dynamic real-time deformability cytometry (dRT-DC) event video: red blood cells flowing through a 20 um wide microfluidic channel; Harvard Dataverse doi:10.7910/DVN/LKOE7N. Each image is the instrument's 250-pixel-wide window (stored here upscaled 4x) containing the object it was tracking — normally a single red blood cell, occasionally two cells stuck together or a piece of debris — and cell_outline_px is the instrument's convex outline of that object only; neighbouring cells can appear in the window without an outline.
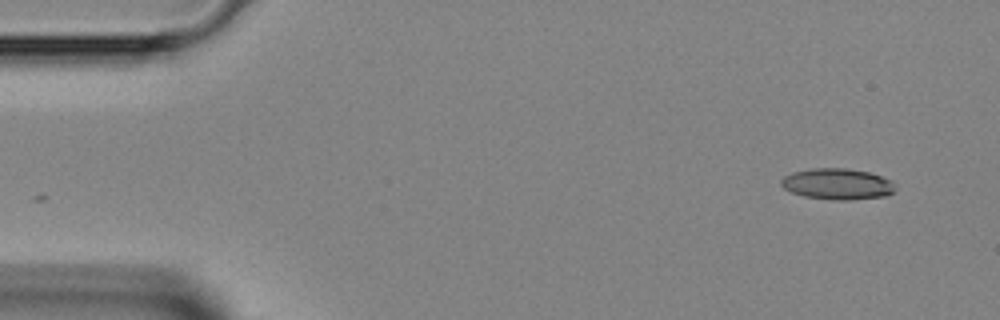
{"species": "Egyptian fruit bat (a non-hibernating species)", "species_latin": "Rousettus aegyptiacus", "temperature_condition": "room temperature", "stored_images_in_passage": 41, "camera_frame_rate_fps": 3000, "um_per_image_px": 0.085, "animal": {"sex": "female"}, "frame": {"image": 1, "passage_image": 1, "time_ms": 0.0, "image_size_px": [1000, 320], "cell_outline_px": [[896, 188], [892, 192], [884, 196], [852, 200], [832, 200], [804, 196], [792, 192], [784, 188], [780, 184], [780, 180], [784, 176], [792, 172], [812, 168], [848, 168], [868, 172], [892, 180], [896, 184]], "centroid_in_image_um": [71.18, 15.64], "position_along_channel_um": 13.8, "area_um2": 20.81}}
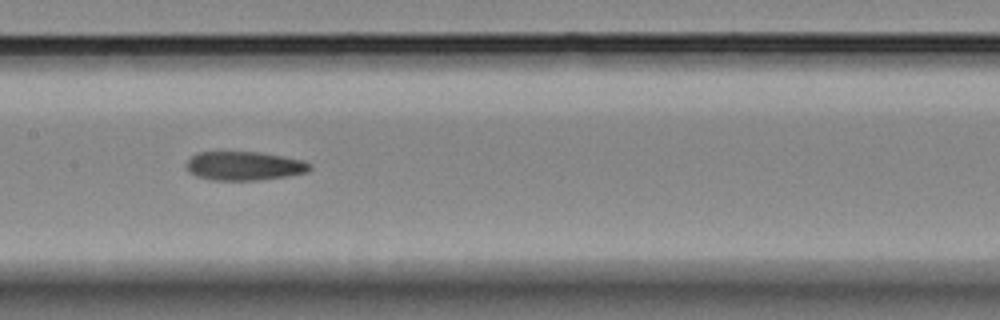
{"frame": {"image": 2, "passage_image": 19, "time_ms": 6.0, "image_size_px": [1000, 320], "cell_outline_px": [[312, 168], [308, 172], [288, 176], [256, 180], [212, 180], [196, 176], [188, 172], [188, 160], [196, 152], [260, 152], [284, 156], [304, 160], [312, 164]], "centroid_in_image_um": [20.81, 14.1], "position_along_channel_um": 186.6, "area_um2": 20.87}}
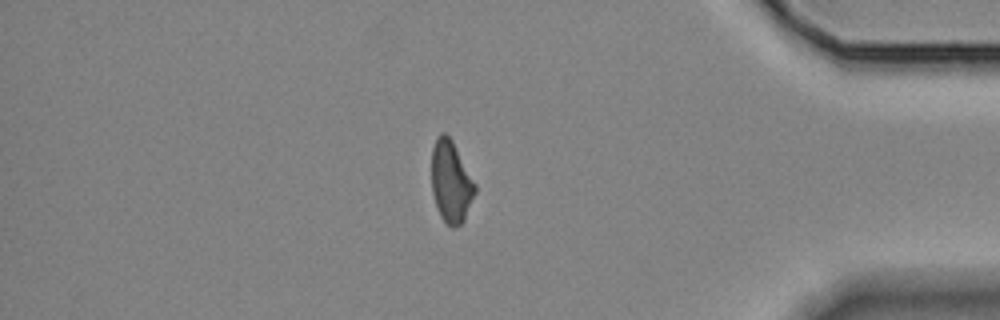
{"frame": {"image": 3, "passage_image": 35, "time_ms": 11.333, "image_size_px": [1000, 320], "cell_outline_px": [[476, 192], [464, 220], [460, 224], [452, 228], [440, 216], [432, 192], [432, 148], [436, 136], [440, 132], [444, 132], [452, 140], [476, 184]], "centroid_in_image_um": [38.33, 15.43], "position_along_channel_um": 396.9, "area_um2": 20.63}}